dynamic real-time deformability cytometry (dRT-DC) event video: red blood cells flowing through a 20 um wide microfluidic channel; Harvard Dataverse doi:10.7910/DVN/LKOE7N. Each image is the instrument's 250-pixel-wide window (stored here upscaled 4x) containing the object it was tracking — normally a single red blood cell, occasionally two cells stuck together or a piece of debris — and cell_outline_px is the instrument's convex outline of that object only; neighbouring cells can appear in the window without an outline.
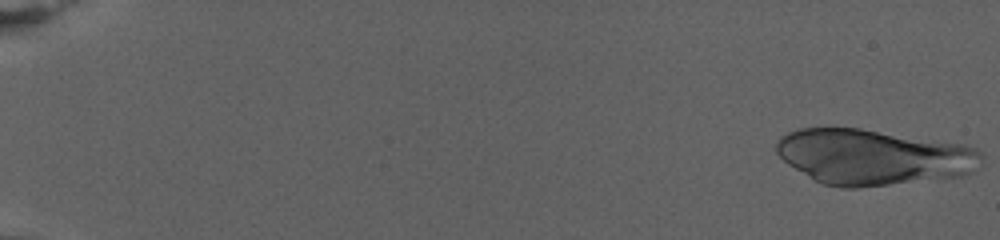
{"species": "human", "species_latin": "Homo sapiens", "temperature_condition": "warm", "stored_images_in_passage": 75, "camera_frame_rate_fps": 3000, "um_per_image_px": 0.085, "donor": {"sex": "female"}, "frame": {"image": 1, "passage_image": 1, "time_ms": 0.0, "image_size_px": [1000, 240], "cell_outline_px": [[980, 156], [968, 172], [960, 176], [856, 188], [840, 188], [824, 184], [816, 180], [788, 164], [776, 152], [776, 140], [780, 136], [788, 132], [800, 128], [860, 128], [964, 144], [976, 148], [980, 152]], "centroid_in_image_um": [74.13, 13.32], "position_along_channel_um": 10.9, "area_um2": 65.6}}